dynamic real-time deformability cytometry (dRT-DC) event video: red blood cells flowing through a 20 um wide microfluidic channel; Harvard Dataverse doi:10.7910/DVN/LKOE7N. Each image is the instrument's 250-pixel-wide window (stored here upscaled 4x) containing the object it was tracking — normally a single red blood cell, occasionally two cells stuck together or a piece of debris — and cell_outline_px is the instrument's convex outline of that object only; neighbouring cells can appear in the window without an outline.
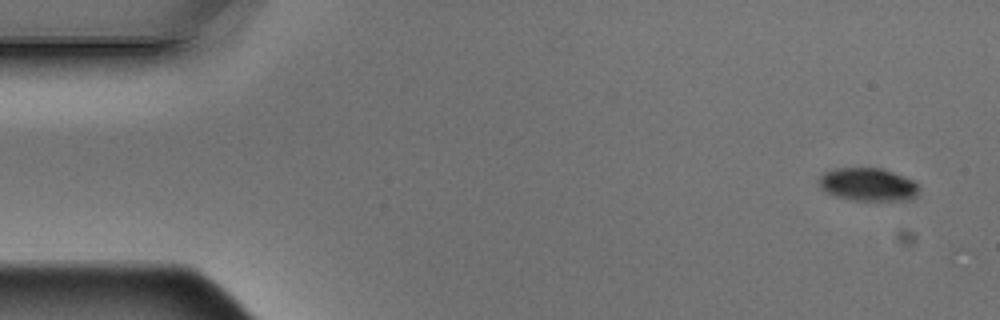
{"species": "Egyptian fruit bat (a non-hibernating species)", "species_latin": "Rousettus aegyptiacus", "temperature_condition": "warm", "stored_images_in_passage": 9, "camera_frame_rate_fps": 3000, "um_per_image_px": 0.085, "animal": {"sex": "male"}, "frame": {"image": 1, "passage_image": 1, "time_ms": 0.0, "image_size_px": [1000, 320], "cell_outline_px": [[920, 192], [916, 196], [908, 200], [852, 200], [836, 196], [820, 188], [816, 180], [824, 172], [832, 168], [880, 168], [892, 172], [912, 180], [920, 188]], "centroid_in_image_um": [73.74, 15.68], "position_along_channel_um": 11.3, "area_um2": 19.31}}
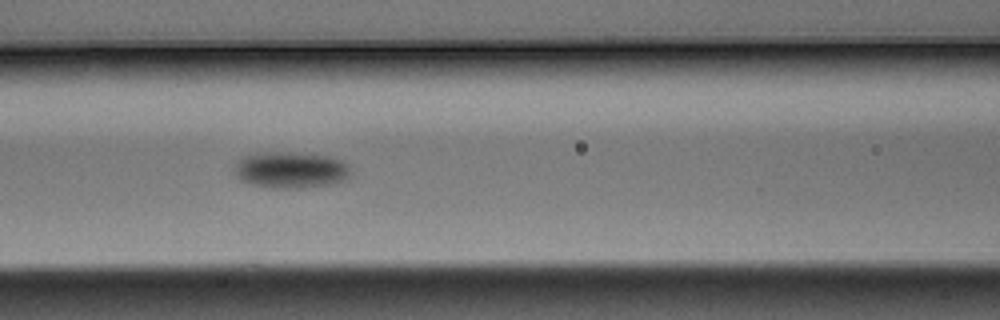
{"frame": {"image": 2, "passage_image": 6, "time_ms": 1.667, "image_size_px": [1000, 320], "cell_outline_px": [[352, 172], [348, 180], [332, 184], [308, 188], [272, 188], [252, 184], [240, 180], [236, 176], [236, 164], [244, 156], [256, 152], [288, 152], [324, 156], [340, 160], [348, 164]], "centroid_in_image_um": [24.75, 14.46], "position_along_channel_um": 141.8, "area_um2": 24.8}}
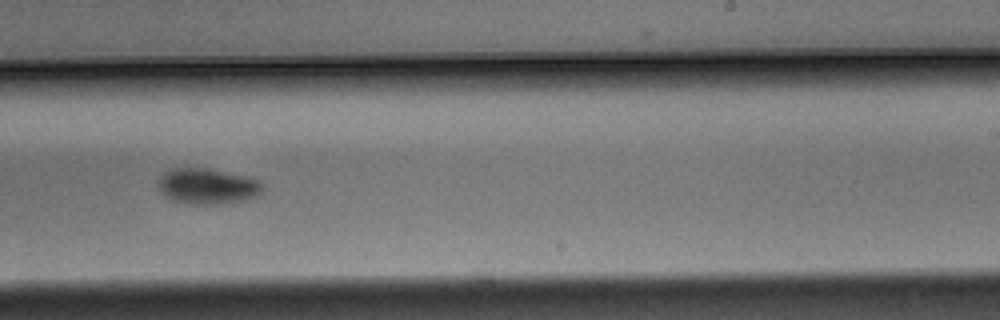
{"frame": {"image": 3, "passage_image": 9, "time_ms": 2.667, "image_size_px": [1000, 320], "cell_outline_px": [[260, 192], [256, 196], [244, 200], [220, 204], [192, 204], [172, 200], [160, 188], [160, 176], [164, 172], [172, 168], [208, 168], [244, 176], [260, 180]], "centroid_in_image_um": [17.63, 15.82], "position_along_channel_um": 271.4, "area_um2": 21.21}}